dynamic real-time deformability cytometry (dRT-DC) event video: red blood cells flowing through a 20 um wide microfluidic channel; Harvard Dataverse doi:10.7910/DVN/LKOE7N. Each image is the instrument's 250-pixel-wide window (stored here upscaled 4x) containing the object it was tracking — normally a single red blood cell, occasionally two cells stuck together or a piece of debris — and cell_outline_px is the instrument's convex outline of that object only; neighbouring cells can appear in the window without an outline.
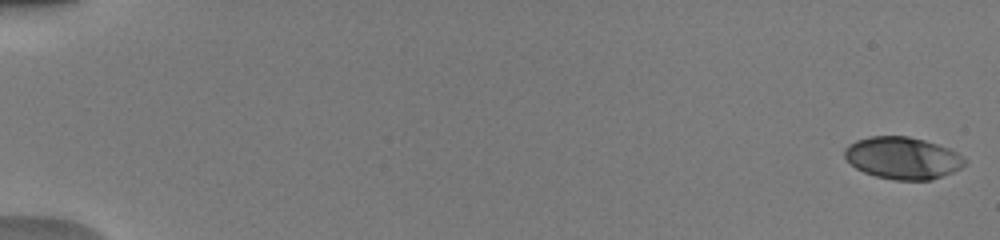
{"species": "human", "species_latin": "Homo sapiens", "temperature_condition": "warm", "stored_images_in_passage": 44, "camera_frame_rate_fps": 3000, "um_per_image_px": 0.085, "donor": {"sex": "male"}, "frame": {"image": 1, "passage_image": 1, "time_ms": 0.0, "image_size_px": [1000, 240], "cell_outline_px": [[964, 164], [960, 168], [952, 172], [932, 180], [896, 180], [876, 176], [864, 172], [856, 168], [844, 156], [844, 148], [848, 144], [856, 140], [868, 136], [908, 136], [924, 140], [948, 148], [956, 152], [964, 160]], "centroid_in_image_um": [76.68, 13.42], "position_along_channel_um": 8.3, "area_um2": 29.25}}
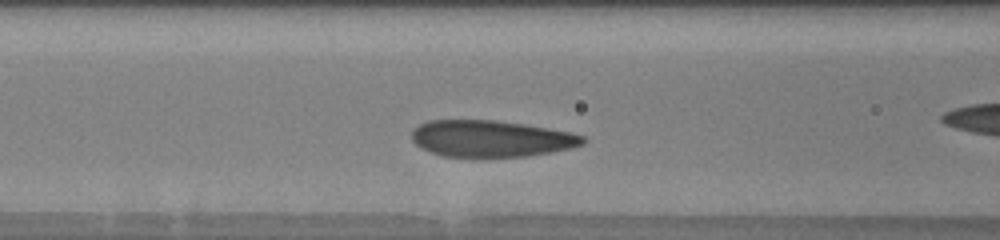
{"frame": {"image": 2, "passage_image": 20, "time_ms": 6.333, "image_size_px": [1000, 240], "cell_outline_px": [[588, 140], [584, 144], [572, 148], [552, 152], [524, 156], [444, 156], [432, 152], [416, 144], [412, 140], [412, 132], [420, 124], [428, 120], [496, 120], [524, 124], [572, 132], [584, 136]], "centroid_in_image_um": [41.8, 11.77], "position_along_channel_um": 124.8, "area_um2": 36.24}}
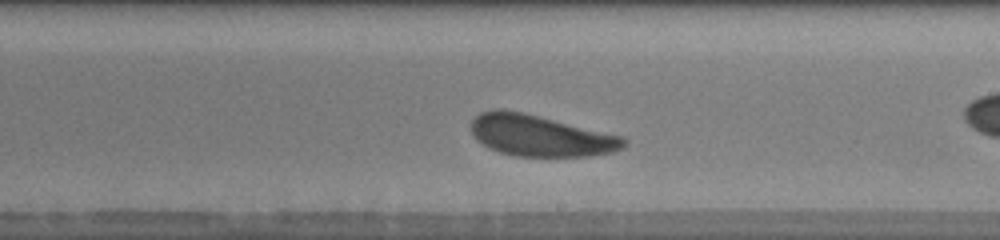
{"frame": {"image": 3, "passage_image": 29, "time_ms": 9.333, "image_size_px": [1000, 240], "cell_outline_px": [[628, 140], [624, 148], [612, 152], [588, 156], [516, 156], [500, 152], [488, 148], [476, 140], [472, 136], [468, 124], [480, 112], [492, 108], [504, 108], [524, 112], [620, 136]], "centroid_in_image_um": [45.84, 11.51], "position_along_channel_um": 243.2, "area_um2": 37.05}, "authors_computed_cell_mechanics": {"area_um2": 36.703, "velocity_mm_per_s": 3.9443, "shape_relaxation_time_tau1_ms": 1.9926, "shape_relaxation_time_tau2_ms": 3.8106, "deformation_change_tau1": 0.0983, "deformation_change_tau2": 0.0889}}